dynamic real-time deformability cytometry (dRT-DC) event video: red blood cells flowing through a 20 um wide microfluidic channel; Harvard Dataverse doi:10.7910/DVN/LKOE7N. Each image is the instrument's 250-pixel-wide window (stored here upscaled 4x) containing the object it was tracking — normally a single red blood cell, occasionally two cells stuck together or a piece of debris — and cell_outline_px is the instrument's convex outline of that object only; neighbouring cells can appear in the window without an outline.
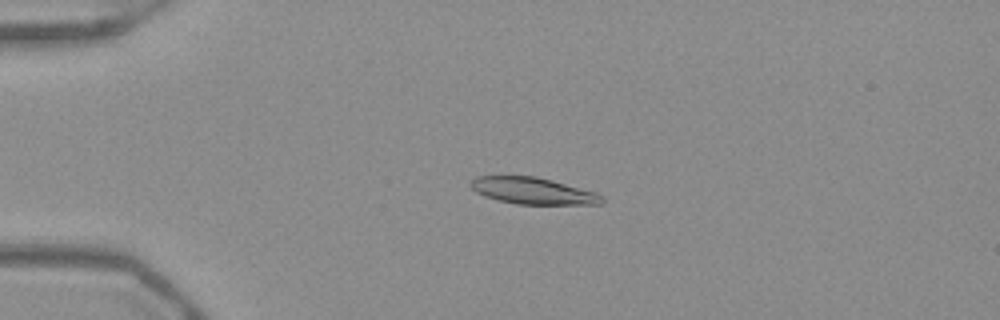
{"species": "Egyptian fruit bat (a non-hibernating species)", "species_latin": "Rousettus aegyptiacus", "temperature_condition": "warm", "stored_images_in_passage": 54, "camera_frame_rate_fps": 3000, "um_per_image_px": 0.085, "frame": {"image": 1, "passage_image": 14, "time_ms": 4.333, "image_size_px": [1000, 320], "cell_outline_px": [[604, 200], [600, 204], [516, 204], [496, 200], [484, 196], [476, 192], [468, 184], [476, 176], [536, 176], [552, 180], [596, 192], [604, 196]], "centroid_in_image_um": [45.28, 16.22], "position_along_channel_um": 39.7, "area_um2": 20.46}}
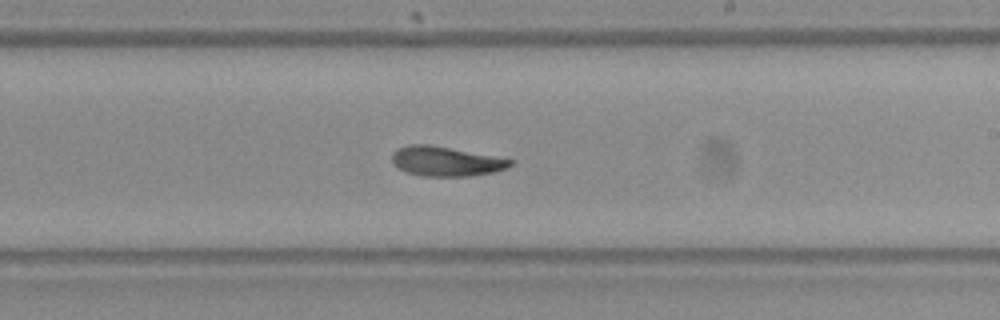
{"frame": {"image": 2, "passage_image": 33, "time_ms": 10.667, "image_size_px": [1000, 320], "cell_outline_px": [[516, 160], [508, 168], [492, 172], [468, 176], [420, 176], [404, 172], [396, 168], [392, 164], [392, 152], [396, 148], [408, 144], [432, 144]], "centroid_in_image_um": [37.85, 13.7], "position_along_channel_um": 251.2, "area_um2": 20.87}}
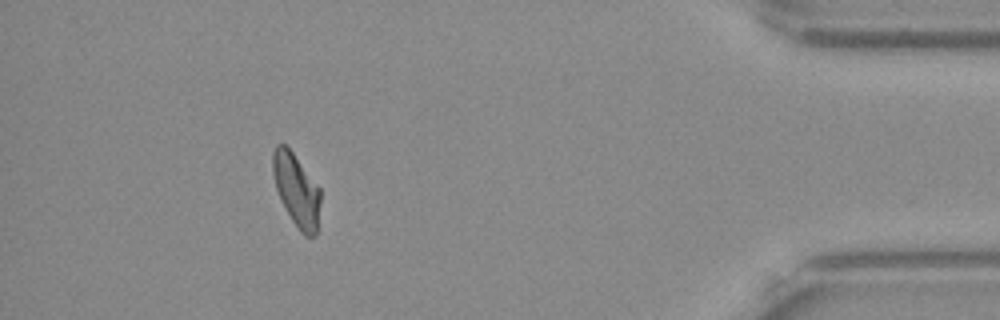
{"frame": {"image": 3, "passage_image": 49, "time_ms": 16.0, "image_size_px": [1000, 320], "cell_outline_px": [[320, 204], [316, 236], [304, 236], [300, 232], [292, 220], [280, 200], [276, 188], [272, 172], [272, 152], [276, 144], [284, 144], [292, 152], [320, 188]], "centroid_in_image_um": [25.19, 16.16], "position_along_channel_um": 410.0, "area_um2": 20.11}, "authors_computed_cell_mechanics": {"area_um2": 20.4901, "velocity_mm_per_s": 3.9331, "shape_relaxation_time_tau1_ms": 4.6997, "shape_relaxation_time_tau2_ms": 3.0905, "deformation_change_tau1": 0.1784, "deformation_change_tau2": 0.0953}}